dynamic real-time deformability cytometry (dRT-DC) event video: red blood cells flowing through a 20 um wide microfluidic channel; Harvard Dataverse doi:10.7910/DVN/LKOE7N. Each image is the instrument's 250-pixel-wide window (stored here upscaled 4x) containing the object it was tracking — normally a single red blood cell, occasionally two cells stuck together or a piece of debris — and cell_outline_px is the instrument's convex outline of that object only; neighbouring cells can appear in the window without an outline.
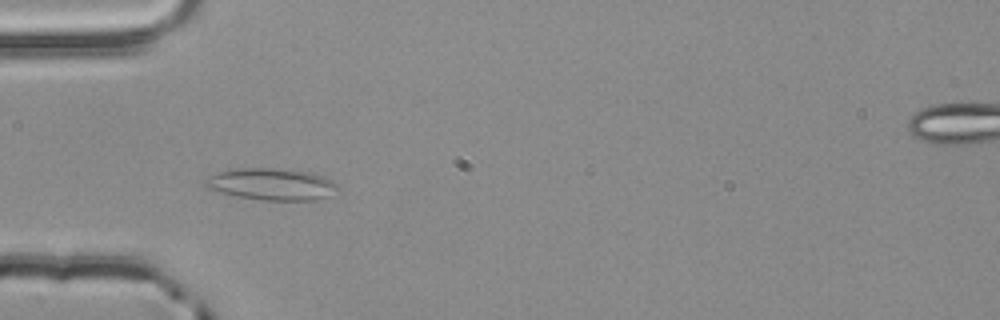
{"species": "common noctule bat (a hibernating species)", "species_latin": "Nyctalus noctula", "temperature_condition": "room temperature", "stored_images_in_passage": 52, "camera_frame_rate_fps": 3000, "um_per_image_px": 0.085, "animal": {"sex": "male", "body_mass_g": 20.4}, "frame": {"image": 1, "passage_image": 15, "time_ms": 4.667, "image_size_px": [1000, 320], "cell_outline_px": [[340, 188], [316, 200], [264, 200], [236, 196], [208, 188], [204, 184], [204, 180], [208, 176], [216, 172], [240, 168], [272, 168], [312, 172], [324, 176], [340, 184]], "centroid_in_image_um": [23.09, 15.64], "position_along_channel_um": 61.9, "area_um2": 24.51}}
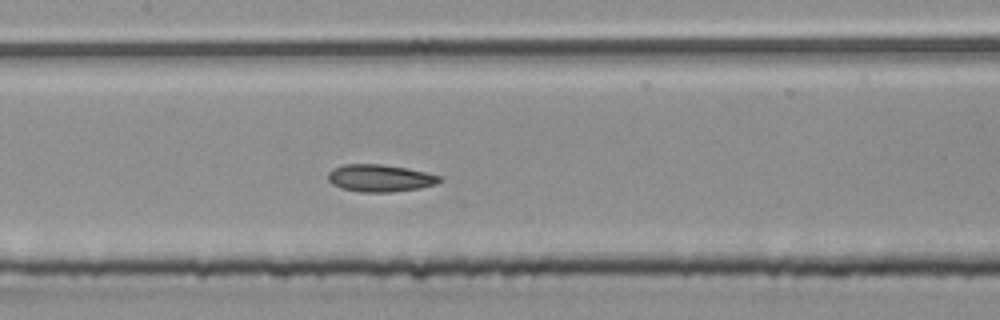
{"frame": {"image": 2, "passage_image": 24, "time_ms": 7.667, "image_size_px": [1000, 320], "cell_outline_px": [[440, 180], [436, 184], [420, 188], [392, 192], [360, 192], [340, 188], [332, 184], [328, 180], [328, 172], [332, 168], [344, 164], [380, 164], [408, 168], [440, 176]], "centroid_in_image_um": [32.25, 15.14], "position_along_channel_um": 175.2, "area_um2": 17.74}}
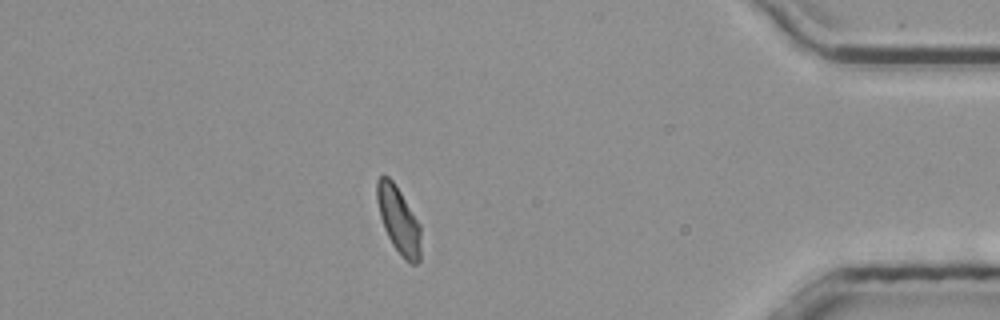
{"frame": {"image": 3, "passage_image": 45, "time_ms": 14.667, "image_size_px": [1000, 320], "cell_outline_px": [[420, 260], [416, 264], [412, 264], [404, 260], [392, 244], [384, 228], [380, 216], [376, 200], [376, 180], [380, 176], [388, 176], [392, 180], [400, 192], [420, 224]], "centroid_in_image_um": [33.87, 18.72], "position_along_channel_um": 401.3, "area_um2": 16.99}, "authors_computed_cell_mechanics": {"area_um2": 17.5134, "velocity_mm_per_s": 3.8364, "shape_relaxation_time_tau1_ms": 5.6333, "shape_relaxation_time_tau2_ms": 1.8674, "deformation_change_tau1": 0.086, "deformation_change_tau2": 0.0617}}